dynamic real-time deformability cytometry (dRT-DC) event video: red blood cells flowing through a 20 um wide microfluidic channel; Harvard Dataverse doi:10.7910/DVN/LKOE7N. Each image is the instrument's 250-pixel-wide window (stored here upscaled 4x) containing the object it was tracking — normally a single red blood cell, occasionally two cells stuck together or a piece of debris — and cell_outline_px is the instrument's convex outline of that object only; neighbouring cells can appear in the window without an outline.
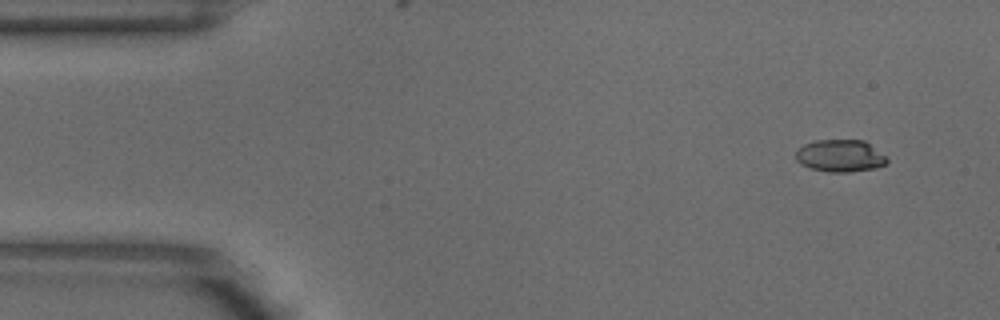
{"species": "common noctule bat (a hibernating species)", "species_latin": "Nyctalus noctula", "temperature_condition": "warm", "stored_images_in_passage": 5, "camera_frame_rate_fps": 3000, "um_per_image_px": 0.085, "animal": {"sex": "male", "body_mass_g": 18.8}, "frame": {"image": 1, "passage_image": 1, "time_ms": 0.0, "image_size_px": [1000, 320], "cell_outline_px": [[888, 160], [884, 164], [876, 168], [848, 172], [828, 172], [812, 168], [800, 164], [796, 160], [796, 152], [804, 144], [816, 140], [864, 140], [884, 156]], "centroid_in_image_um": [71.39, 13.25], "position_along_channel_um": 13.6, "area_um2": 16.88}}
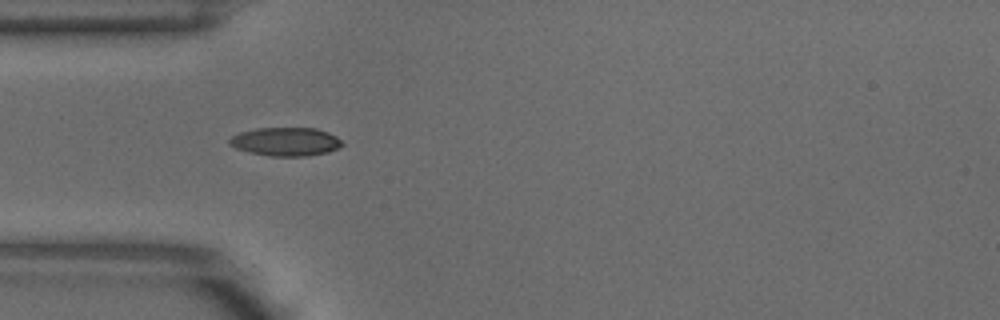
{"frame": {"image": 2, "passage_image": 4, "time_ms": 1.0, "image_size_px": [1000, 320], "cell_outline_px": [[344, 144], [328, 152], [308, 156], [268, 156], [248, 152], [236, 148], [228, 144], [228, 140], [232, 136], [240, 132], [256, 128], [316, 128], [328, 132], [336, 136]], "centroid_in_image_um": [24.26, 12.04], "position_along_channel_um": 60.7, "area_um2": 18.79}}